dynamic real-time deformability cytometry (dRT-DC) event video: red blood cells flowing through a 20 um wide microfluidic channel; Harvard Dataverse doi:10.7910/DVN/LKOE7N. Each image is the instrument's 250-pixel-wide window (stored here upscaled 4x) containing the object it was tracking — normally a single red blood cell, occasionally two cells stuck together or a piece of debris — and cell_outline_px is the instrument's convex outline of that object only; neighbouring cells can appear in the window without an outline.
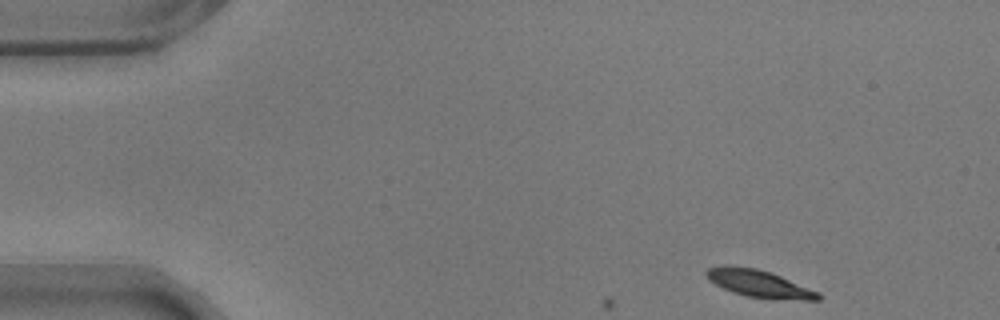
{"species": "common noctule bat (a hibernating species)", "species_latin": "Nyctalus noctula", "temperature_condition": "warm", "stored_images_in_passage": 6, "camera_frame_rate_fps": 3000, "um_per_image_px": 0.085, "animal": {"sex": "male", "body_mass_g": 17.9}, "frame": {"image": 1, "passage_image": 1, "time_ms": 0.0, "image_size_px": [1000, 320], "cell_outline_px": [[820, 300], [772, 300], [748, 296], [732, 292], [708, 280], [704, 272], [708, 268], [724, 264], [756, 268], [772, 272], [820, 292]], "centroid_in_image_um": [64.54, 24.11], "position_along_channel_um": 20.5, "area_um2": 18.21}}